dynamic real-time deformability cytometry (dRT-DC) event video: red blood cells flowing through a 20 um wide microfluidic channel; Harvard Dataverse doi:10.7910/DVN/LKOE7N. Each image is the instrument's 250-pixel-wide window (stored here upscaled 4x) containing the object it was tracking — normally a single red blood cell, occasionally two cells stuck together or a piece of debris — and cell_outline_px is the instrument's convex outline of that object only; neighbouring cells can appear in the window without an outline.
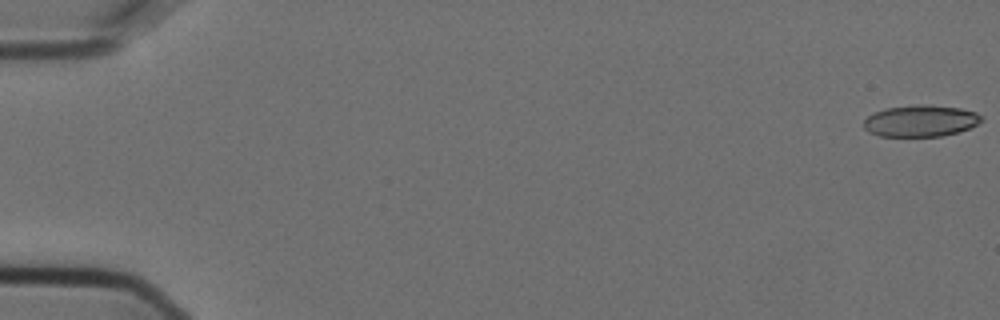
{"species": "Egyptian fruit bat (a non-hibernating species)", "species_latin": "Rousettus aegyptiacus", "temperature_condition": "cold", "stored_images_in_passage": 5, "camera_frame_rate_fps": 3000, "um_per_image_px": 0.085, "animal": {"sex": "female"}, "frame": {"image": 1, "passage_image": 1, "time_ms": 0.0, "image_size_px": [1000, 320], "cell_outline_px": [[984, 120], [968, 128], [956, 132], [940, 136], [880, 136], [868, 132], [864, 128], [864, 120], [868, 116], [884, 108], [916, 104], [924, 104], [960, 108], [976, 112], [984, 116]], "centroid_in_image_um": [78.25, 10.26], "position_along_channel_um": 6.8, "area_um2": 21.68}}
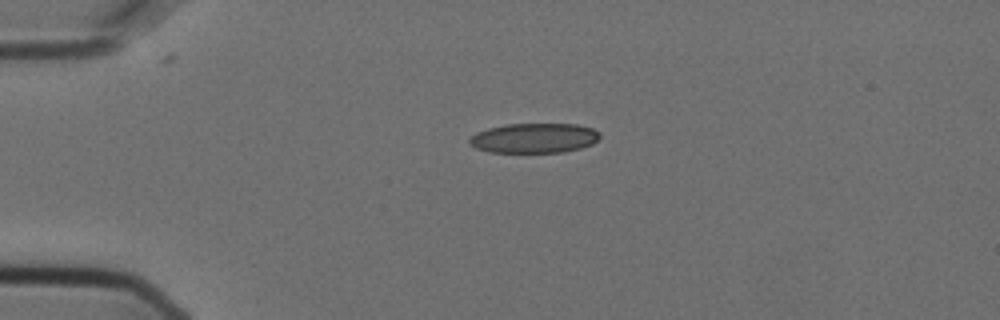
{"frame": {"image": 2, "passage_image": 4, "time_ms": 1.0, "image_size_px": [1000, 320], "cell_outline_px": [[600, 136], [592, 144], [580, 148], [564, 152], [488, 152], [476, 148], [468, 144], [468, 140], [476, 132], [488, 128], [504, 124], [576, 124], [592, 128], [600, 132]], "centroid_in_image_um": [45.38, 11.73], "position_along_channel_um": 39.6, "area_um2": 22.72}}